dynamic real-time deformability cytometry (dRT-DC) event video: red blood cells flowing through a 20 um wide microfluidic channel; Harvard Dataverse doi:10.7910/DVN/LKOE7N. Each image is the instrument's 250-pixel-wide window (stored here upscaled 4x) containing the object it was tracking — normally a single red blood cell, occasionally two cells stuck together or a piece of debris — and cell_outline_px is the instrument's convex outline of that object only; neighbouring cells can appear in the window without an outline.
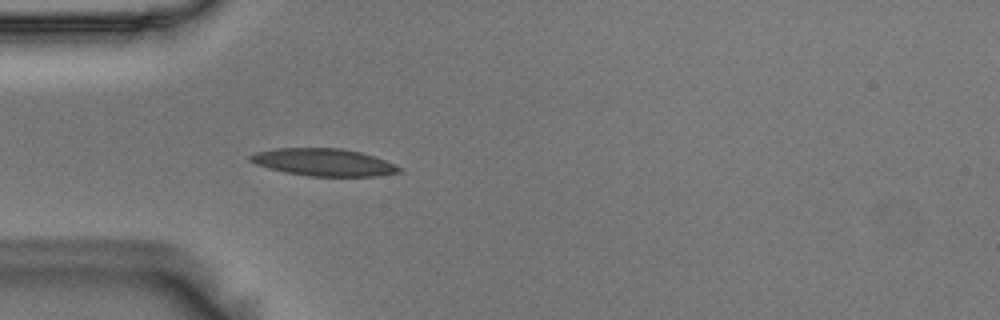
{"species": "Egyptian fruit bat (a non-hibernating species)", "species_latin": "Rousettus aegyptiacus", "temperature_condition": "room temperature", "stored_images_in_passage": 2, "camera_frame_rate_fps": 3000, "um_per_image_px": 0.085, "animal": {"sex": "male"}, "frame": {"image": 1, "passage_image": 2, "time_ms": 0.333, "image_size_px": [1000, 320], "cell_outline_px": [[400, 172], [380, 176], [308, 176], [284, 172], [268, 168], [256, 164], [248, 160], [248, 156], [256, 152], [276, 148], [340, 148], [360, 152], [384, 160], [400, 168]], "centroid_in_image_um": [27.45, 13.79], "position_along_channel_um": 57.5, "area_um2": 23.58}}